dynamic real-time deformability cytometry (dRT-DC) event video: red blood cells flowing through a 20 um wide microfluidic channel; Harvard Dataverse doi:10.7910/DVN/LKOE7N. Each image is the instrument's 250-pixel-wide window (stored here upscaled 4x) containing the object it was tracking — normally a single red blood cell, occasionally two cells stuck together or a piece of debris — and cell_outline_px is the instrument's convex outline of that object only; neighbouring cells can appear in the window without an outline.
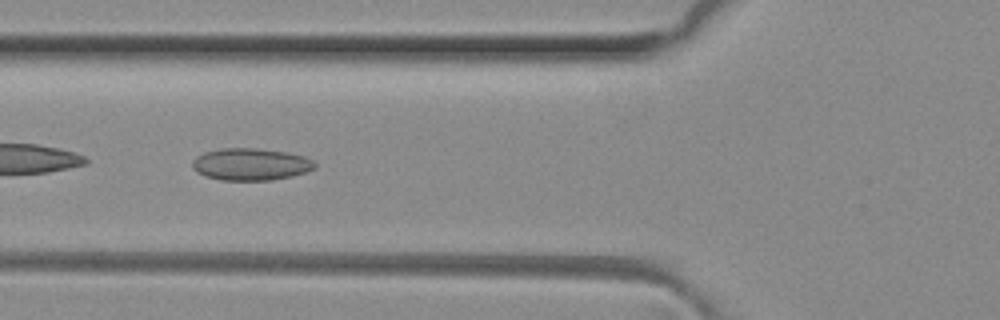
{"species": "common noctule bat (a hibernating species)", "species_latin": "Nyctalus noctula", "temperature_condition": "room temperature", "stored_images_in_passage": 37, "camera_frame_rate_fps": 3000, "um_per_image_px": 0.085, "animal": {"sex": "female", "body_mass_g": 29.2, "forearm_length_mm": 56.3}, "frame": {"image": 1, "passage_image": 6, "time_ms": 1.667, "image_size_px": [1000, 320], "cell_outline_px": [[316, 168], [292, 176], [272, 180], [220, 180], [204, 176], [196, 172], [192, 168], [192, 160], [196, 156], [204, 152], [220, 148], [256, 148], [288, 152], [304, 156], [312, 160], [316, 164]], "centroid_in_image_um": [21.28, 13.96], "position_along_channel_um": 104.5, "area_um2": 23.12}, "authors_computed_cell_mechanics": {"area_um2": 21.5016, "velocity_mm_per_s": 4.146, "shape_relaxation_time_tau1_ms": null, "shape_relaxation_time_tau2_ms": 2.2162, "deformation_change_tau1": null, "deformation_change_tau2": 0.0879}}